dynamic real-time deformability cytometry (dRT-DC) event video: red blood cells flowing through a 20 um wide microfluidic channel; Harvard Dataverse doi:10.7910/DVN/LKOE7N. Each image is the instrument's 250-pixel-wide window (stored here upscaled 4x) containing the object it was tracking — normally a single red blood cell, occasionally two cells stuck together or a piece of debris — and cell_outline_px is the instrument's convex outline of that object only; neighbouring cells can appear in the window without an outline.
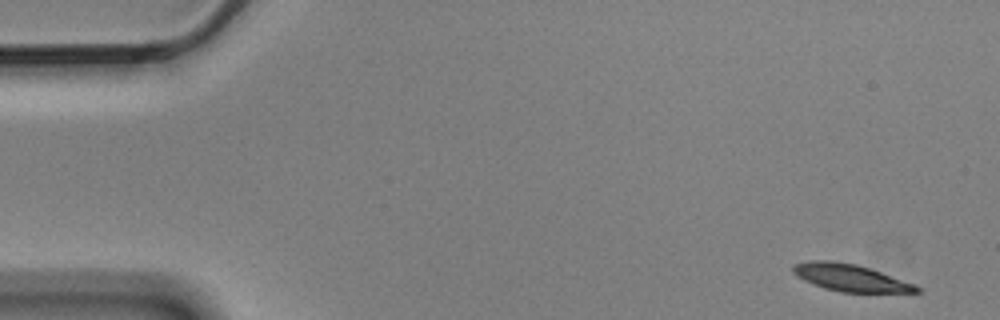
{"species": "Egyptian fruit bat (a non-hibernating species)", "species_latin": "Rousettus aegyptiacus", "temperature_condition": "cold", "stored_images_in_passage": 6, "camera_frame_rate_fps": 3000, "um_per_image_px": 0.085, "animal": {"sex": "male"}, "frame": {"image": 1, "passage_image": 1, "time_ms": 0.0, "image_size_px": [1000, 320], "cell_outline_px": [[920, 292], [840, 292], [824, 288], [804, 280], [796, 276], [792, 272], [792, 268], [796, 264], [812, 260], [832, 260], [856, 264], [872, 268], [916, 284], [920, 288]], "centroid_in_image_um": [72.31, 23.6], "position_along_channel_um": 12.7, "area_um2": 19.59}}
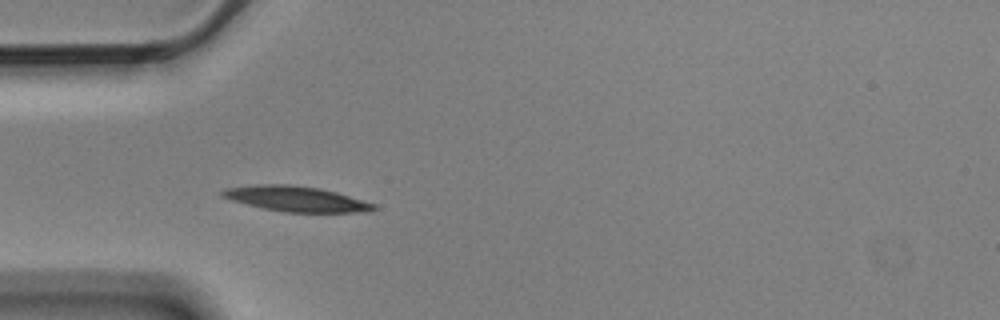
{"frame": {"image": 2, "passage_image": 5, "time_ms": 1.333, "image_size_px": [1000, 320], "cell_outline_px": [[380, 208], [372, 212], [284, 212], [264, 208], [232, 200], [220, 196], [220, 192], [224, 188], [256, 184], [288, 184], [320, 188], [336, 192], [376, 204]], "centroid_in_image_um": [25.21, 16.9], "position_along_channel_um": 59.8, "area_um2": 22.43}}
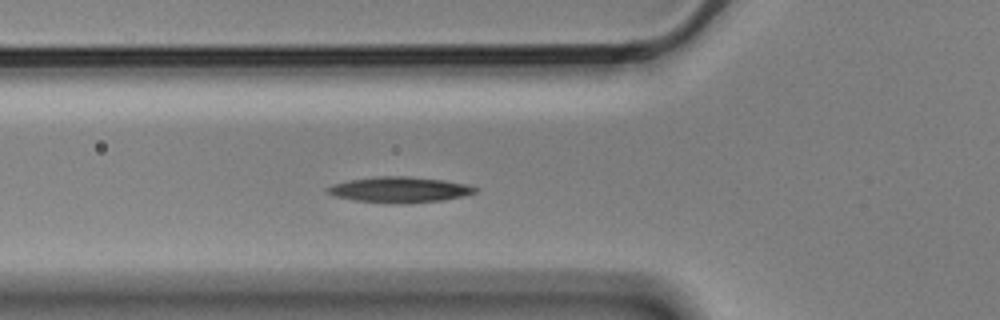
{"frame": {"image": 3, "passage_image": 6, "time_ms": 1.667, "image_size_px": [1000, 320], "cell_outline_px": [[476, 192], [464, 196], [444, 200], [400, 204], [388, 204], [352, 200], [332, 196], [324, 192], [324, 188], [332, 184], [348, 180], [376, 176], [408, 176], [444, 180], [468, 184], [476, 188]], "centroid_in_image_um": [33.88, 16.13], "position_along_channel_um": 91.9, "area_um2": 22.6}}